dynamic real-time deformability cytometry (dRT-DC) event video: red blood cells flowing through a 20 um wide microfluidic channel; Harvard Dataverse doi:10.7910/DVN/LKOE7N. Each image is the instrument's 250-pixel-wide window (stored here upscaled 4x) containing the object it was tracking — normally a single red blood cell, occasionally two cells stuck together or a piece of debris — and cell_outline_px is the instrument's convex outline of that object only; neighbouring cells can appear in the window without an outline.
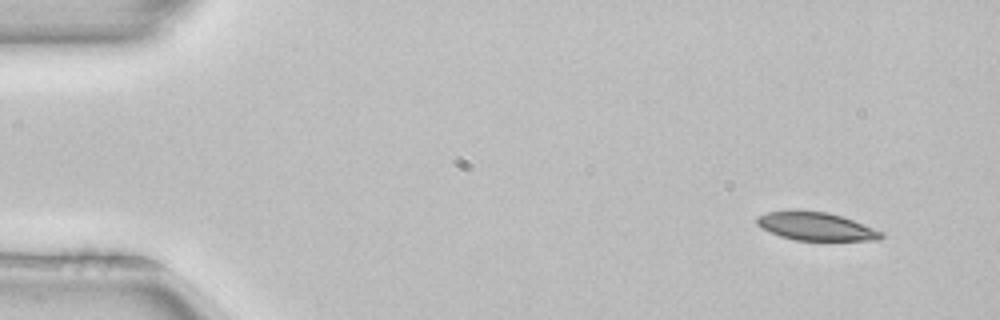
{"species": "common noctule bat (a hibernating species)", "species_latin": "Nyctalus noctula", "temperature_condition": "room temperature", "stored_images_in_passage": 4, "camera_frame_rate_fps": 3000, "um_per_image_px": 0.085, "animal": {"sex": "female", "body_mass_g": 22.7, "forearm_length_mm": 54.2}, "frame": {"image": 1, "passage_image": 1, "time_ms": 0.0, "image_size_px": [1000, 320], "cell_outline_px": [[884, 236], [880, 240], [796, 240], [780, 236], [760, 228], [756, 224], [756, 216], [768, 212], [800, 208], [828, 212], [852, 220], [884, 232]], "centroid_in_image_um": [69.3, 19.21], "position_along_channel_um": 15.7, "area_um2": 20.81}}
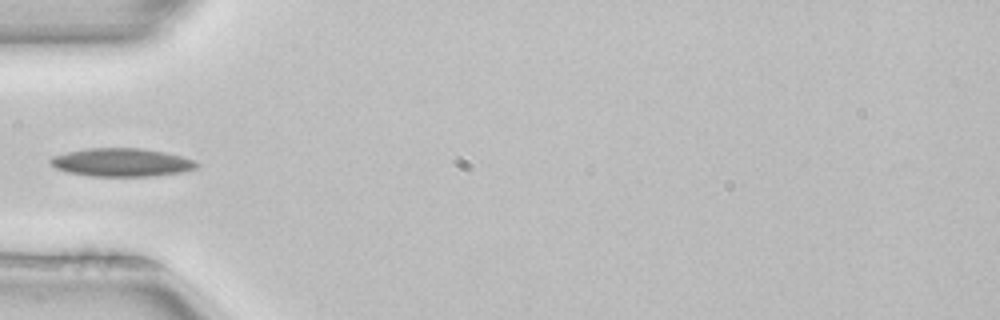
{"frame": {"image": 2, "passage_image": 4, "time_ms": 1.0, "image_size_px": [1000, 320], "cell_outline_px": [[200, 164], [196, 168], [180, 172], [152, 176], [92, 176], [68, 172], [56, 168], [48, 164], [48, 160], [52, 156], [68, 152], [88, 148], [140, 148], [164, 152], [196, 160]], "centroid_in_image_um": [10.32, 13.8], "position_along_channel_um": 74.7, "area_um2": 24.04}}